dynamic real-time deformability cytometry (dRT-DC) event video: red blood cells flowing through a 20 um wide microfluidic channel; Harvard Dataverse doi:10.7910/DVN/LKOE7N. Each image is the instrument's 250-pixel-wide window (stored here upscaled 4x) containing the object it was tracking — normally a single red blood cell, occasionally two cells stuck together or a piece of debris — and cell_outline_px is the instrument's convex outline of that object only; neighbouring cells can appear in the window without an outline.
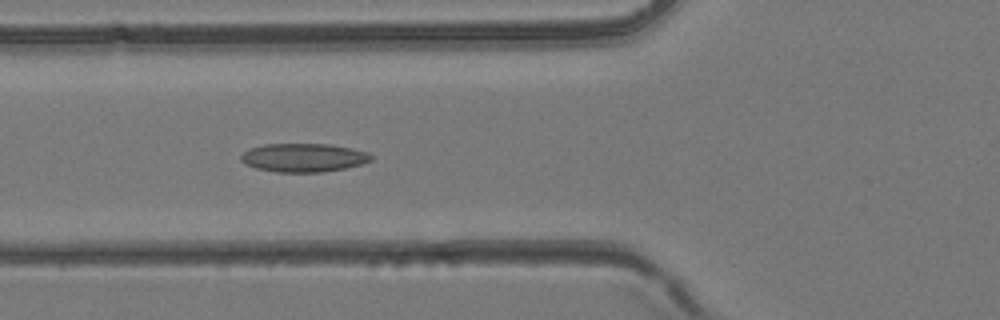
{"species": "common noctule bat (a hibernating species)", "species_latin": "Nyctalus noctula", "temperature_condition": "room temperature", "stored_images_in_passage": 43, "camera_frame_rate_fps": 3000, "um_per_image_px": 0.085, "animal": {"sex": "female", "body_mass_g": 24.6, "forearm_length_mm": 56.2}, "frame": {"image": 1, "passage_image": 16, "time_ms": 5.0, "image_size_px": [1000, 320], "cell_outline_px": [[372, 160], [360, 164], [344, 168], [324, 172], [276, 172], [256, 168], [244, 164], [240, 160], [240, 156], [248, 148], [264, 144], [328, 144], [352, 148], [368, 152], [372, 156]], "centroid_in_image_um": [25.77, 13.4], "position_along_channel_um": 100.0, "area_um2": 21.73}}
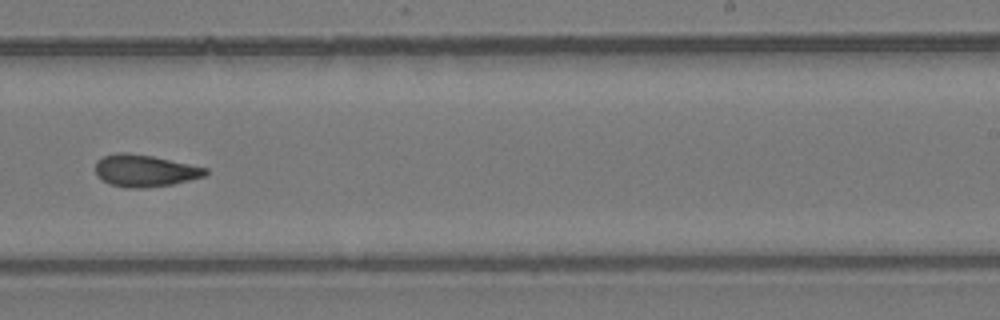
{"frame": {"image": 2, "passage_image": 27, "time_ms": 8.667, "image_size_px": [1000, 320], "cell_outline_px": [[208, 172], [204, 176], [172, 184], [144, 188], [128, 188], [108, 184], [96, 172], [96, 160], [104, 156], [116, 152], [128, 152], [152, 156], [208, 168]], "centroid_in_image_um": [12.3, 14.5], "position_along_channel_um": 276.7, "area_um2": 20.4}}
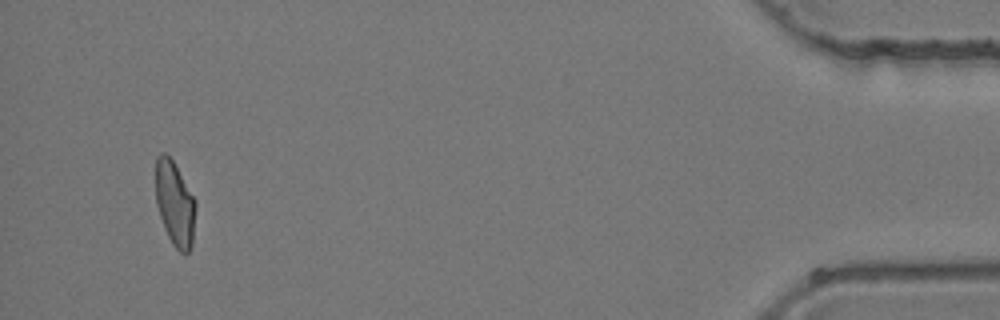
{"frame": {"image": 3, "passage_image": 41, "time_ms": 13.333, "image_size_px": [1000, 320], "cell_outline_px": [[196, 204], [192, 244], [188, 252], [184, 256], [172, 244], [164, 228], [156, 204], [156, 156], [160, 152], [164, 152], [172, 160], [196, 200]], "centroid_in_image_um": [14.86, 17.32], "position_along_channel_um": 420.3, "area_um2": 19.71}}